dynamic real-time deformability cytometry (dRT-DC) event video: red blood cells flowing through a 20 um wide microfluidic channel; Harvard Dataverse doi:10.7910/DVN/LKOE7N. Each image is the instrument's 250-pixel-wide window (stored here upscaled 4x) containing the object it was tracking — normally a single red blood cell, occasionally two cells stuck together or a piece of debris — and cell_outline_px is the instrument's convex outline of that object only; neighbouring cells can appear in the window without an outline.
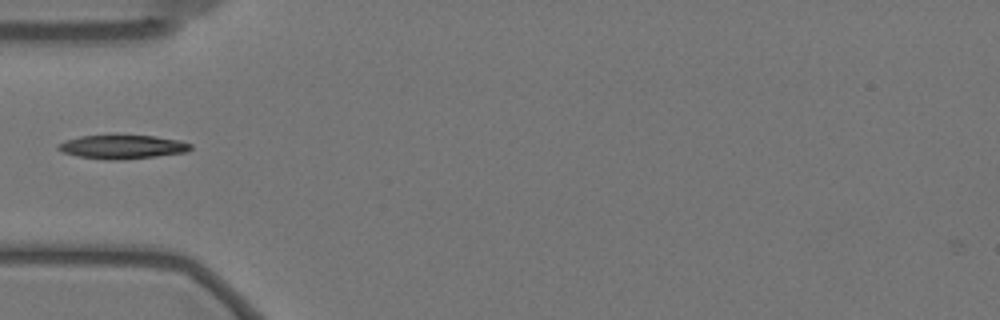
{"species": "Egyptian fruit bat (a non-hibernating species)", "species_latin": "Rousettus aegyptiacus", "temperature_condition": "warm", "stored_images_in_passage": 40, "camera_frame_rate_fps": 3000, "um_per_image_px": 0.085, "animal": {"sex": "female"}, "frame": {"image": 1, "passage_image": 1, "time_ms": 0.0, "image_size_px": [1000, 320], "cell_outline_px": [[192, 148], [188, 152], [156, 156], [116, 160], [104, 160], [76, 156], [64, 152], [56, 148], [56, 144], [80, 136], [112, 132], [156, 136], [180, 140], [192, 144]], "centroid_in_image_um": [10.39, 12.43], "position_along_channel_um": 74.6, "area_um2": 19.36}}
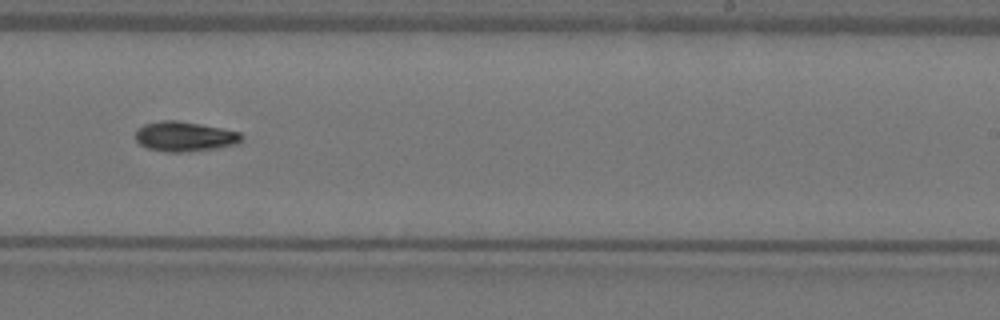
{"frame": {"image": 2, "passage_image": 18, "time_ms": 5.667, "image_size_px": [1000, 320], "cell_outline_px": [[244, 136], [236, 144], [216, 148], [188, 152], [168, 152], [148, 148], [140, 144], [136, 140], [136, 128], [144, 124], [160, 120], [176, 120], [200, 124], [240, 132]], "centroid_in_image_um": [15.67, 11.6], "position_along_channel_um": 273.3, "area_um2": 18.44}}
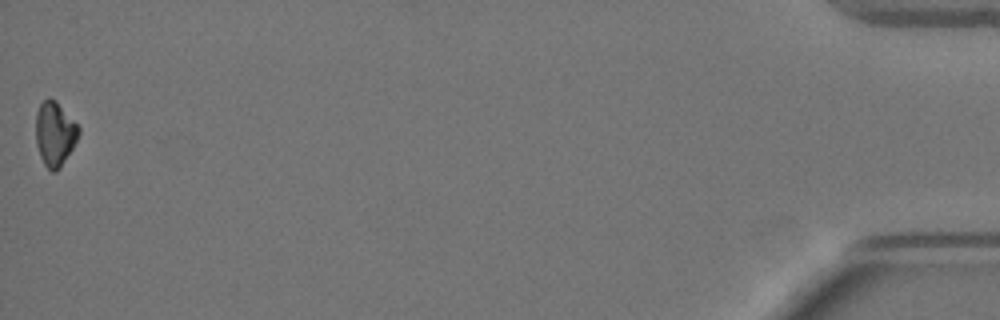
{"frame": {"image": 3, "passage_image": 40, "time_ms": 13.0, "image_size_px": [1000, 320], "cell_outline_px": [[80, 132], [72, 148], [60, 168], [56, 172], [52, 172], [44, 164], [40, 156], [36, 144], [36, 112], [40, 104], [48, 96], [56, 100], [80, 128]], "centroid_in_image_um": [4.64, 11.36], "position_along_channel_um": 430.6, "area_um2": 16.01}}